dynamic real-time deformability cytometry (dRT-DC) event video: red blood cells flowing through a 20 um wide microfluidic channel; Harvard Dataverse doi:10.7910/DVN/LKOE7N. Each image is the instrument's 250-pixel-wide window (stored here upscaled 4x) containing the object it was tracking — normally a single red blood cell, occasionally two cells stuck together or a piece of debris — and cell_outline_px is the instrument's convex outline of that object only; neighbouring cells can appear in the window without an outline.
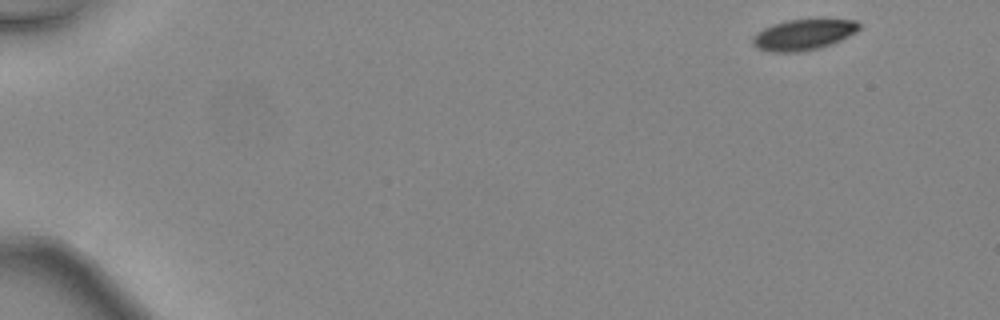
{"species": "common noctule bat (a hibernating species)", "species_latin": "Nyctalus noctula", "temperature_condition": "warm", "stored_images_in_passage": 4, "camera_frame_rate_fps": 3000, "um_per_image_px": 0.085, "animal": {"sex": "female", "body_mass_g": 24.6, "forearm_length_mm": 56.2}, "frame": {"image": 1, "passage_image": 1, "time_ms": 0.0, "image_size_px": [1000, 320], "cell_outline_px": [[860, 28], [856, 32], [840, 40], [820, 48], [800, 52], [768, 52], [756, 48], [752, 44], [752, 36], [764, 28], [772, 24], [788, 20], [856, 20], [860, 24]], "centroid_in_image_um": [68.25, 2.96], "position_along_channel_um": 16.8, "area_um2": 19.02}}